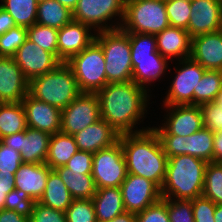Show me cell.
Wrapping results in <instances>:
<instances>
[{"label": "cell", "instance_id": "1", "mask_svg": "<svg viewBox=\"0 0 222 222\" xmlns=\"http://www.w3.org/2000/svg\"><path fill=\"white\" fill-rule=\"evenodd\" d=\"M96 94L99 98L101 119L119 134L137 133L152 128V124L138 128L147 118L152 94L134 81L109 83Z\"/></svg>", "mask_w": 222, "mask_h": 222}, {"label": "cell", "instance_id": "2", "mask_svg": "<svg viewBox=\"0 0 222 222\" xmlns=\"http://www.w3.org/2000/svg\"><path fill=\"white\" fill-rule=\"evenodd\" d=\"M128 174L153 181L160 189L166 177L168 156L153 128L137 133L120 134Z\"/></svg>", "mask_w": 222, "mask_h": 222}, {"label": "cell", "instance_id": "3", "mask_svg": "<svg viewBox=\"0 0 222 222\" xmlns=\"http://www.w3.org/2000/svg\"><path fill=\"white\" fill-rule=\"evenodd\" d=\"M207 162L183 154L168 158L162 198L193 200L202 196Z\"/></svg>", "mask_w": 222, "mask_h": 222}, {"label": "cell", "instance_id": "4", "mask_svg": "<svg viewBox=\"0 0 222 222\" xmlns=\"http://www.w3.org/2000/svg\"><path fill=\"white\" fill-rule=\"evenodd\" d=\"M126 33L129 35L131 46L132 81L151 94L150 86H156H153L152 83L162 81L165 76L172 73L170 72L172 69L170 61L157 51L155 35ZM168 71L169 73H167Z\"/></svg>", "mask_w": 222, "mask_h": 222}, {"label": "cell", "instance_id": "5", "mask_svg": "<svg viewBox=\"0 0 222 222\" xmlns=\"http://www.w3.org/2000/svg\"><path fill=\"white\" fill-rule=\"evenodd\" d=\"M81 93L72 69L61 63L53 71L29 81V94L60 110L67 107Z\"/></svg>", "mask_w": 222, "mask_h": 222}, {"label": "cell", "instance_id": "6", "mask_svg": "<svg viewBox=\"0 0 222 222\" xmlns=\"http://www.w3.org/2000/svg\"><path fill=\"white\" fill-rule=\"evenodd\" d=\"M95 41L101 46L107 84L132 81V58L129 35L121 28L96 33Z\"/></svg>", "mask_w": 222, "mask_h": 222}, {"label": "cell", "instance_id": "7", "mask_svg": "<svg viewBox=\"0 0 222 222\" xmlns=\"http://www.w3.org/2000/svg\"><path fill=\"white\" fill-rule=\"evenodd\" d=\"M169 26L165 0H125L124 32L156 35Z\"/></svg>", "mask_w": 222, "mask_h": 222}, {"label": "cell", "instance_id": "8", "mask_svg": "<svg viewBox=\"0 0 222 222\" xmlns=\"http://www.w3.org/2000/svg\"><path fill=\"white\" fill-rule=\"evenodd\" d=\"M125 16V0H78L73 21L91 27L96 33L120 29Z\"/></svg>", "mask_w": 222, "mask_h": 222}, {"label": "cell", "instance_id": "9", "mask_svg": "<svg viewBox=\"0 0 222 222\" xmlns=\"http://www.w3.org/2000/svg\"><path fill=\"white\" fill-rule=\"evenodd\" d=\"M66 64L72 69L81 92L97 93L107 85L104 53L95 40Z\"/></svg>", "mask_w": 222, "mask_h": 222}, {"label": "cell", "instance_id": "10", "mask_svg": "<svg viewBox=\"0 0 222 222\" xmlns=\"http://www.w3.org/2000/svg\"><path fill=\"white\" fill-rule=\"evenodd\" d=\"M173 64L175 74L172 82H169L166 96L161 100V106L194 105V91H197V85L206 70L191 57Z\"/></svg>", "mask_w": 222, "mask_h": 222}, {"label": "cell", "instance_id": "11", "mask_svg": "<svg viewBox=\"0 0 222 222\" xmlns=\"http://www.w3.org/2000/svg\"><path fill=\"white\" fill-rule=\"evenodd\" d=\"M128 171L120 141L93 153L92 177L96 189L120 187Z\"/></svg>", "mask_w": 222, "mask_h": 222}, {"label": "cell", "instance_id": "12", "mask_svg": "<svg viewBox=\"0 0 222 222\" xmlns=\"http://www.w3.org/2000/svg\"><path fill=\"white\" fill-rule=\"evenodd\" d=\"M165 154L169 157L191 155L204 161H213L214 133L202 127L189 136L158 135Z\"/></svg>", "mask_w": 222, "mask_h": 222}, {"label": "cell", "instance_id": "13", "mask_svg": "<svg viewBox=\"0 0 222 222\" xmlns=\"http://www.w3.org/2000/svg\"><path fill=\"white\" fill-rule=\"evenodd\" d=\"M161 109L165 111L162 124L152 126L158 135L189 136L204 127L200 106L174 105Z\"/></svg>", "mask_w": 222, "mask_h": 222}, {"label": "cell", "instance_id": "14", "mask_svg": "<svg viewBox=\"0 0 222 222\" xmlns=\"http://www.w3.org/2000/svg\"><path fill=\"white\" fill-rule=\"evenodd\" d=\"M61 132L75 135L101 119L100 103L96 93L81 92L62 110Z\"/></svg>", "mask_w": 222, "mask_h": 222}, {"label": "cell", "instance_id": "15", "mask_svg": "<svg viewBox=\"0 0 222 222\" xmlns=\"http://www.w3.org/2000/svg\"><path fill=\"white\" fill-rule=\"evenodd\" d=\"M120 189L125 211L135 214L162 198L161 189L153 181L139 175L127 174Z\"/></svg>", "mask_w": 222, "mask_h": 222}, {"label": "cell", "instance_id": "16", "mask_svg": "<svg viewBox=\"0 0 222 222\" xmlns=\"http://www.w3.org/2000/svg\"><path fill=\"white\" fill-rule=\"evenodd\" d=\"M24 76L31 79L56 69L62 62L28 38L12 57Z\"/></svg>", "mask_w": 222, "mask_h": 222}, {"label": "cell", "instance_id": "17", "mask_svg": "<svg viewBox=\"0 0 222 222\" xmlns=\"http://www.w3.org/2000/svg\"><path fill=\"white\" fill-rule=\"evenodd\" d=\"M222 30V3L219 0H191L187 31L191 38Z\"/></svg>", "mask_w": 222, "mask_h": 222}, {"label": "cell", "instance_id": "18", "mask_svg": "<svg viewBox=\"0 0 222 222\" xmlns=\"http://www.w3.org/2000/svg\"><path fill=\"white\" fill-rule=\"evenodd\" d=\"M29 93V80L12 57H0V103L22 102Z\"/></svg>", "mask_w": 222, "mask_h": 222}, {"label": "cell", "instance_id": "19", "mask_svg": "<svg viewBox=\"0 0 222 222\" xmlns=\"http://www.w3.org/2000/svg\"><path fill=\"white\" fill-rule=\"evenodd\" d=\"M25 109L27 127L53 135L61 130L62 110L35 99L29 93L21 102Z\"/></svg>", "mask_w": 222, "mask_h": 222}, {"label": "cell", "instance_id": "20", "mask_svg": "<svg viewBox=\"0 0 222 222\" xmlns=\"http://www.w3.org/2000/svg\"><path fill=\"white\" fill-rule=\"evenodd\" d=\"M96 32L91 27L76 21L58 30V59L63 63L80 53L95 40Z\"/></svg>", "mask_w": 222, "mask_h": 222}, {"label": "cell", "instance_id": "21", "mask_svg": "<svg viewBox=\"0 0 222 222\" xmlns=\"http://www.w3.org/2000/svg\"><path fill=\"white\" fill-rule=\"evenodd\" d=\"M190 57L205 70L222 71V30L193 37Z\"/></svg>", "mask_w": 222, "mask_h": 222}, {"label": "cell", "instance_id": "22", "mask_svg": "<svg viewBox=\"0 0 222 222\" xmlns=\"http://www.w3.org/2000/svg\"><path fill=\"white\" fill-rule=\"evenodd\" d=\"M155 37L157 51L171 64L191 56L192 38L187 30L169 26Z\"/></svg>", "mask_w": 222, "mask_h": 222}, {"label": "cell", "instance_id": "23", "mask_svg": "<svg viewBox=\"0 0 222 222\" xmlns=\"http://www.w3.org/2000/svg\"><path fill=\"white\" fill-rule=\"evenodd\" d=\"M73 136L78 150L96 153L117 143L120 134L104 119H100Z\"/></svg>", "mask_w": 222, "mask_h": 222}, {"label": "cell", "instance_id": "24", "mask_svg": "<svg viewBox=\"0 0 222 222\" xmlns=\"http://www.w3.org/2000/svg\"><path fill=\"white\" fill-rule=\"evenodd\" d=\"M50 170L45 163H22L14 175V189L22 190L34 201H39L44 194Z\"/></svg>", "mask_w": 222, "mask_h": 222}, {"label": "cell", "instance_id": "25", "mask_svg": "<svg viewBox=\"0 0 222 222\" xmlns=\"http://www.w3.org/2000/svg\"><path fill=\"white\" fill-rule=\"evenodd\" d=\"M97 222H106L125 211L120 187L96 189L92 198Z\"/></svg>", "mask_w": 222, "mask_h": 222}, {"label": "cell", "instance_id": "26", "mask_svg": "<svg viewBox=\"0 0 222 222\" xmlns=\"http://www.w3.org/2000/svg\"><path fill=\"white\" fill-rule=\"evenodd\" d=\"M51 135L27 127L22 131L21 159L23 163H45Z\"/></svg>", "mask_w": 222, "mask_h": 222}, {"label": "cell", "instance_id": "27", "mask_svg": "<svg viewBox=\"0 0 222 222\" xmlns=\"http://www.w3.org/2000/svg\"><path fill=\"white\" fill-rule=\"evenodd\" d=\"M78 151L74 136L63 132L51 135L48 155L45 161L52 170L65 166L70 158Z\"/></svg>", "mask_w": 222, "mask_h": 222}, {"label": "cell", "instance_id": "28", "mask_svg": "<svg viewBox=\"0 0 222 222\" xmlns=\"http://www.w3.org/2000/svg\"><path fill=\"white\" fill-rule=\"evenodd\" d=\"M61 177L73 199H92L96 193V186L92 173L81 174L60 166L54 169Z\"/></svg>", "mask_w": 222, "mask_h": 222}, {"label": "cell", "instance_id": "29", "mask_svg": "<svg viewBox=\"0 0 222 222\" xmlns=\"http://www.w3.org/2000/svg\"><path fill=\"white\" fill-rule=\"evenodd\" d=\"M72 200L73 198L59 174L51 169L44 194L38 202L55 210L65 212L71 205Z\"/></svg>", "mask_w": 222, "mask_h": 222}, {"label": "cell", "instance_id": "30", "mask_svg": "<svg viewBox=\"0 0 222 222\" xmlns=\"http://www.w3.org/2000/svg\"><path fill=\"white\" fill-rule=\"evenodd\" d=\"M72 20V12L57 0H47L38 3L37 24L59 30Z\"/></svg>", "mask_w": 222, "mask_h": 222}, {"label": "cell", "instance_id": "31", "mask_svg": "<svg viewBox=\"0 0 222 222\" xmlns=\"http://www.w3.org/2000/svg\"><path fill=\"white\" fill-rule=\"evenodd\" d=\"M27 129L23 104L0 103V140L5 136Z\"/></svg>", "mask_w": 222, "mask_h": 222}, {"label": "cell", "instance_id": "32", "mask_svg": "<svg viewBox=\"0 0 222 222\" xmlns=\"http://www.w3.org/2000/svg\"><path fill=\"white\" fill-rule=\"evenodd\" d=\"M0 6L14 19L17 26L31 27L36 23L38 2L36 0H0Z\"/></svg>", "mask_w": 222, "mask_h": 222}, {"label": "cell", "instance_id": "33", "mask_svg": "<svg viewBox=\"0 0 222 222\" xmlns=\"http://www.w3.org/2000/svg\"><path fill=\"white\" fill-rule=\"evenodd\" d=\"M222 89V71L206 70L194 91V105L200 106L216 100Z\"/></svg>", "mask_w": 222, "mask_h": 222}, {"label": "cell", "instance_id": "34", "mask_svg": "<svg viewBox=\"0 0 222 222\" xmlns=\"http://www.w3.org/2000/svg\"><path fill=\"white\" fill-rule=\"evenodd\" d=\"M202 196L215 204H222V162L207 163Z\"/></svg>", "mask_w": 222, "mask_h": 222}, {"label": "cell", "instance_id": "35", "mask_svg": "<svg viewBox=\"0 0 222 222\" xmlns=\"http://www.w3.org/2000/svg\"><path fill=\"white\" fill-rule=\"evenodd\" d=\"M27 38L58 58V29L35 23L27 28Z\"/></svg>", "mask_w": 222, "mask_h": 222}, {"label": "cell", "instance_id": "36", "mask_svg": "<svg viewBox=\"0 0 222 222\" xmlns=\"http://www.w3.org/2000/svg\"><path fill=\"white\" fill-rule=\"evenodd\" d=\"M170 26L187 30L191 13V0H165Z\"/></svg>", "mask_w": 222, "mask_h": 222}, {"label": "cell", "instance_id": "37", "mask_svg": "<svg viewBox=\"0 0 222 222\" xmlns=\"http://www.w3.org/2000/svg\"><path fill=\"white\" fill-rule=\"evenodd\" d=\"M65 216L67 222H97L92 199H73Z\"/></svg>", "mask_w": 222, "mask_h": 222}, {"label": "cell", "instance_id": "38", "mask_svg": "<svg viewBox=\"0 0 222 222\" xmlns=\"http://www.w3.org/2000/svg\"><path fill=\"white\" fill-rule=\"evenodd\" d=\"M27 39V28L15 26L0 36V57H13Z\"/></svg>", "mask_w": 222, "mask_h": 222}, {"label": "cell", "instance_id": "39", "mask_svg": "<svg viewBox=\"0 0 222 222\" xmlns=\"http://www.w3.org/2000/svg\"><path fill=\"white\" fill-rule=\"evenodd\" d=\"M35 201L27 193L13 189L6 195L4 209L15 210L17 213L30 218Z\"/></svg>", "mask_w": 222, "mask_h": 222}, {"label": "cell", "instance_id": "40", "mask_svg": "<svg viewBox=\"0 0 222 222\" xmlns=\"http://www.w3.org/2000/svg\"><path fill=\"white\" fill-rule=\"evenodd\" d=\"M167 213L170 222H194L192 200L167 198Z\"/></svg>", "mask_w": 222, "mask_h": 222}, {"label": "cell", "instance_id": "41", "mask_svg": "<svg viewBox=\"0 0 222 222\" xmlns=\"http://www.w3.org/2000/svg\"><path fill=\"white\" fill-rule=\"evenodd\" d=\"M203 126L213 133L222 132V107L215 101L200 105Z\"/></svg>", "mask_w": 222, "mask_h": 222}, {"label": "cell", "instance_id": "42", "mask_svg": "<svg viewBox=\"0 0 222 222\" xmlns=\"http://www.w3.org/2000/svg\"><path fill=\"white\" fill-rule=\"evenodd\" d=\"M137 222H170L167 213V198H161L136 214Z\"/></svg>", "mask_w": 222, "mask_h": 222}, {"label": "cell", "instance_id": "43", "mask_svg": "<svg viewBox=\"0 0 222 222\" xmlns=\"http://www.w3.org/2000/svg\"><path fill=\"white\" fill-rule=\"evenodd\" d=\"M29 222H67L65 212L35 201Z\"/></svg>", "mask_w": 222, "mask_h": 222}, {"label": "cell", "instance_id": "44", "mask_svg": "<svg viewBox=\"0 0 222 222\" xmlns=\"http://www.w3.org/2000/svg\"><path fill=\"white\" fill-rule=\"evenodd\" d=\"M216 204L203 196L192 200L194 222H214Z\"/></svg>", "mask_w": 222, "mask_h": 222}, {"label": "cell", "instance_id": "45", "mask_svg": "<svg viewBox=\"0 0 222 222\" xmlns=\"http://www.w3.org/2000/svg\"><path fill=\"white\" fill-rule=\"evenodd\" d=\"M21 154L12 147H7L0 141V171L11 172L15 175V172L22 164Z\"/></svg>", "mask_w": 222, "mask_h": 222}, {"label": "cell", "instance_id": "46", "mask_svg": "<svg viewBox=\"0 0 222 222\" xmlns=\"http://www.w3.org/2000/svg\"><path fill=\"white\" fill-rule=\"evenodd\" d=\"M93 153L78 150L70 160L65 164V167L81 172V174L92 173Z\"/></svg>", "mask_w": 222, "mask_h": 222}, {"label": "cell", "instance_id": "47", "mask_svg": "<svg viewBox=\"0 0 222 222\" xmlns=\"http://www.w3.org/2000/svg\"><path fill=\"white\" fill-rule=\"evenodd\" d=\"M0 222H29V218L17 213L15 210H0Z\"/></svg>", "mask_w": 222, "mask_h": 222}, {"label": "cell", "instance_id": "48", "mask_svg": "<svg viewBox=\"0 0 222 222\" xmlns=\"http://www.w3.org/2000/svg\"><path fill=\"white\" fill-rule=\"evenodd\" d=\"M15 26L13 17L0 6V36Z\"/></svg>", "mask_w": 222, "mask_h": 222}, {"label": "cell", "instance_id": "49", "mask_svg": "<svg viewBox=\"0 0 222 222\" xmlns=\"http://www.w3.org/2000/svg\"><path fill=\"white\" fill-rule=\"evenodd\" d=\"M7 147H12L18 152H21L22 148V131L5 136L0 140Z\"/></svg>", "mask_w": 222, "mask_h": 222}, {"label": "cell", "instance_id": "50", "mask_svg": "<svg viewBox=\"0 0 222 222\" xmlns=\"http://www.w3.org/2000/svg\"><path fill=\"white\" fill-rule=\"evenodd\" d=\"M14 174L0 171V191H11L14 189Z\"/></svg>", "mask_w": 222, "mask_h": 222}, {"label": "cell", "instance_id": "51", "mask_svg": "<svg viewBox=\"0 0 222 222\" xmlns=\"http://www.w3.org/2000/svg\"><path fill=\"white\" fill-rule=\"evenodd\" d=\"M213 161L222 162V132L214 133Z\"/></svg>", "mask_w": 222, "mask_h": 222}, {"label": "cell", "instance_id": "52", "mask_svg": "<svg viewBox=\"0 0 222 222\" xmlns=\"http://www.w3.org/2000/svg\"><path fill=\"white\" fill-rule=\"evenodd\" d=\"M106 222H137V219H136L135 213L124 211L123 213L119 214L115 218Z\"/></svg>", "mask_w": 222, "mask_h": 222}, {"label": "cell", "instance_id": "53", "mask_svg": "<svg viewBox=\"0 0 222 222\" xmlns=\"http://www.w3.org/2000/svg\"><path fill=\"white\" fill-rule=\"evenodd\" d=\"M61 5L68 8L71 12L76 8L78 0H57Z\"/></svg>", "mask_w": 222, "mask_h": 222}, {"label": "cell", "instance_id": "54", "mask_svg": "<svg viewBox=\"0 0 222 222\" xmlns=\"http://www.w3.org/2000/svg\"><path fill=\"white\" fill-rule=\"evenodd\" d=\"M214 222H222V204H216Z\"/></svg>", "mask_w": 222, "mask_h": 222}, {"label": "cell", "instance_id": "55", "mask_svg": "<svg viewBox=\"0 0 222 222\" xmlns=\"http://www.w3.org/2000/svg\"><path fill=\"white\" fill-rule=\"evenodd\" d=\"M9 192H10V191H0V210L4 209L5 200H6V195H7Z\"/></svg>", "mask_w": 222, "mask_h": 222}, {"label": "cell", "instance_id": "56", "mask_svg": "<svg viewBox=\"0 0 222 222\" xmlns=\"http://www.w3.org/2000/svg\"><path fill=\"white\" fill-rule=\"evenodd\" d=\"M215 102L222 107V89H221V91L218 93Z\"/></svg>", "mask_w": 222, "mask_h": 222}, {"label": "cell", "instance_id": "57", "mask_svg": "<svg viewBox=\"0 0 222 222\" xmlns=\"http://www.w3.org/2000/svg\"><path fill=\"white\" fill-rule=\"evenodd\" d=\"M36 1L39 3V2H43V1H47V0H36Z\"/></svg>", "mask_w": 222, "mask_h": 222}]
</instances>
